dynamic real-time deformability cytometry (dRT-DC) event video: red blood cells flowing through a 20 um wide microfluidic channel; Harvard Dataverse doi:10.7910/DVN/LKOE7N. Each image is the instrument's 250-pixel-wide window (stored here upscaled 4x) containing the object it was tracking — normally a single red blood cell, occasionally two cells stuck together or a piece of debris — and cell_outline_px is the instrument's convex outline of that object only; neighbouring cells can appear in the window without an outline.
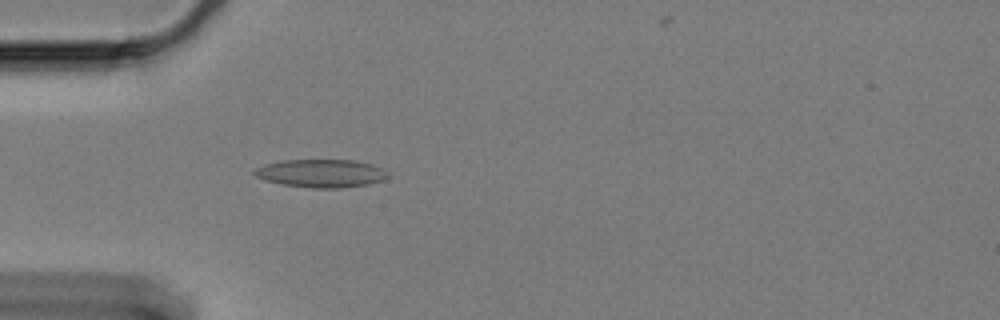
{"species": "Egyptian fruit bat (a non-hibernating species)", "species_latin": "Rousettus aegyptiacus", "temperature_condition": "cold", "stored_images_in_passage": 61, "camera_frame_rate_fps": 3000, "um_per_image_px": 0.085, "animal": {"sex": "female"}, "frame": {"image": 1, "passage_image": 18, "time_ms": 5.667, "image_size_px": [1000, 320], "cell_outline_px": [[388, 176], [384, 180], [368, 184], [340, 188], [312, 188], [280, 184], [264, 180], [256, 176], [252, 172], [256, 168], [264, 164], [284, 160], [356, 160], [372, 164], [380, 168]], "centroid_in_image_um": [27.26, 14.73], "position_along_channel_um": 57.7, "area_um2": 21.79}}
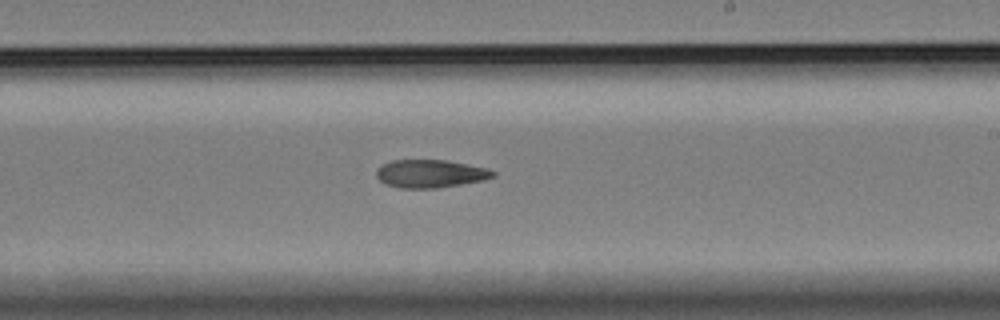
{"frame": {"image": 2, "passage_image": 36, "time_ms": 11.667, "image_size_px": [1000, 320], "cell_outline_px": [[496, 176], [484, 180], [436, 188], [400, 188], [384, 184], [376, 176], [376, 168], [392, 160], [448, 160], [488, 168], [496, 172]], "centroid_in_image_um": [36.59, 14.76], "position_along_channel_um": 252.4, "area_um2": 19.13}}
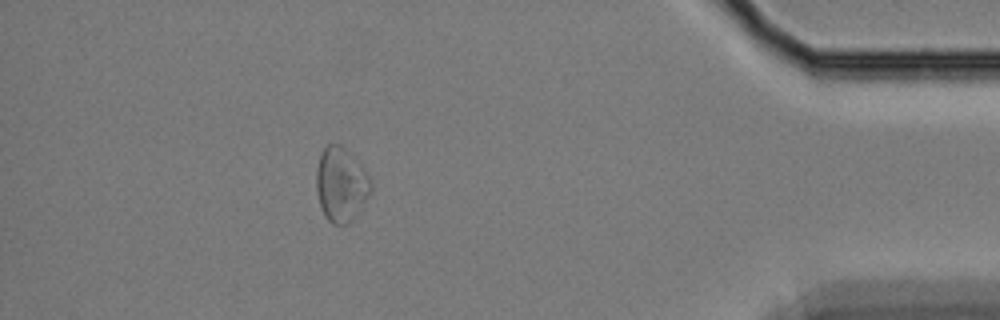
{"frame": {"image": 3, "passage_image": 54, "time_ms": 17.667, "image_size_px": [1000, 320], "cell_outline_px": [[372, 188], [368, 196], [348, 224], [332, 224], [324, 216], [320, 208], [316, 192], [316, 168], [320, 152], [328, 144], [340, 144], [344, 148], [368, 176], [372, 184]], "centroid_in_image_um": [28.92, 15.7], "position_along_channel_um": 406.3, "area_um2": 23.24}}